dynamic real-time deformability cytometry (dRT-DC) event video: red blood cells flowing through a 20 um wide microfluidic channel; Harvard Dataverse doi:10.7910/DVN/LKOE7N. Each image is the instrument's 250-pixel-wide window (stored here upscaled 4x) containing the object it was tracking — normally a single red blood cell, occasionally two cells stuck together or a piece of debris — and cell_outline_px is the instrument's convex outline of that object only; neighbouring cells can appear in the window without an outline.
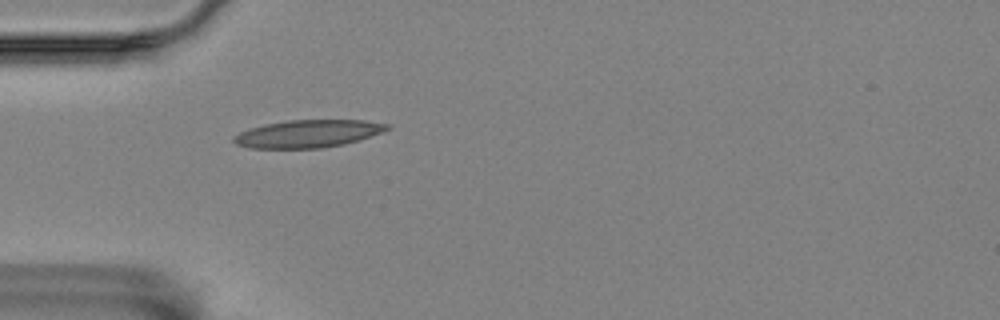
{"species": "Egyptian fruit bat (a non-hibernating species)", "species_latin": "Rousettus aegyptiacus", "temperature_condition": "room temperature", "stored_images_in_passage": 1, "camera_frame_rate_fps": 3000, "um_per_image_px": 0.085, "animal": {"sex": "female"}, "frame": {"image": 1, "passage_image": 1, "time_ms": 0.0, "image_size_px": [1000, 320], "cell_outline_px": [[392, 128], [384, 132], [344, 144], [320, 148], [248, 148], [236, 144], [232, 140], [232, 136], [248, 128], [264, 124], [288, 120], [364, 120], [392, 124]], "centroid_in_image_um": [26.19, 11.36], "position_along_channel_um": 58.8, "area_um2": 24.91}}